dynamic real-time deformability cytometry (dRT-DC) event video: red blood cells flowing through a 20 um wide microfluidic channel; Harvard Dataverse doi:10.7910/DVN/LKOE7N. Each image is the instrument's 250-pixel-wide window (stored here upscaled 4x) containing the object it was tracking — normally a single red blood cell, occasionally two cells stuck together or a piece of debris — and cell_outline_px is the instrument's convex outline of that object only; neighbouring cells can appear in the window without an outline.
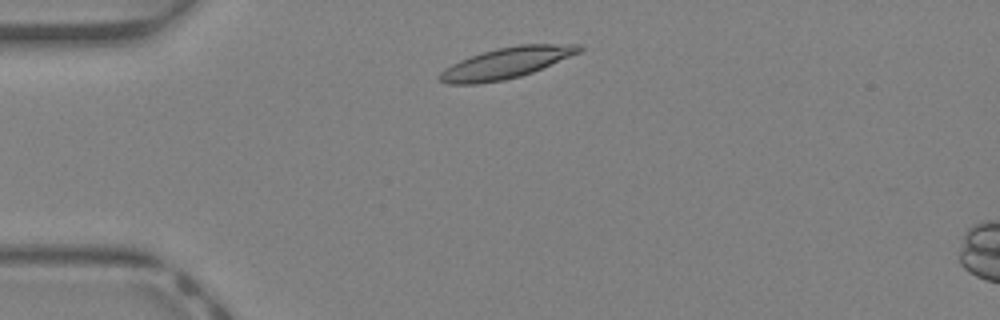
{"species": "Egyptian fruit bat (a non-hibernating species)", "species_latin": "Rousettus aegyptiacus", "temperature_condition": "warm", "stored_images_in_passage": 35, "camera_frame_rate_fps": 3000, "um_per_image_px": 0.085, "animal": {"sex": "female"}, "frame": {"image": 1, "passage_image": 4, "time_ms": 1.0, "image_size_px": [1000, 320], "cell_outline_px": [[584, 48], [580, 52], [532, 72], [520, 76], [504, 80], [480, 84], [448, 84], [440, 80], [436, 76], [444, 68], [460, 60], [496, 48], [520, 44], [580, 44]], "centroid_in_image_um": [43.01, 5.36], "position_along_channel_um": 42.0, "area_um2": 25.03}}
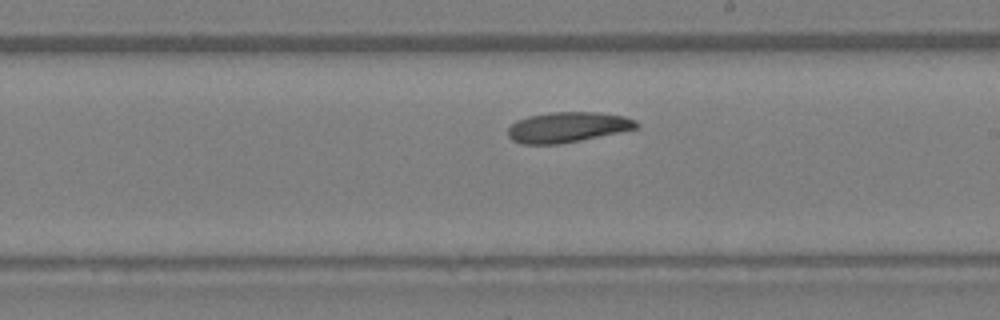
{"frame": {"image": 2, "passage_image": 18, "time_ms": 5.667, "image_size_px": [1000, 320], "cell_outline_px": [[640, 128], [560, 144], [520, 144], [512, 140], [508, 136], [508, 128], [516, 120], [528, 116], [552, 112], [596, 112], [624, 116], [636, 120], [640, 124]], "centroid_in_image_um": [48.25, 10.81], "position_along_channel_um": 240.7, "area_um2": 22.83}}
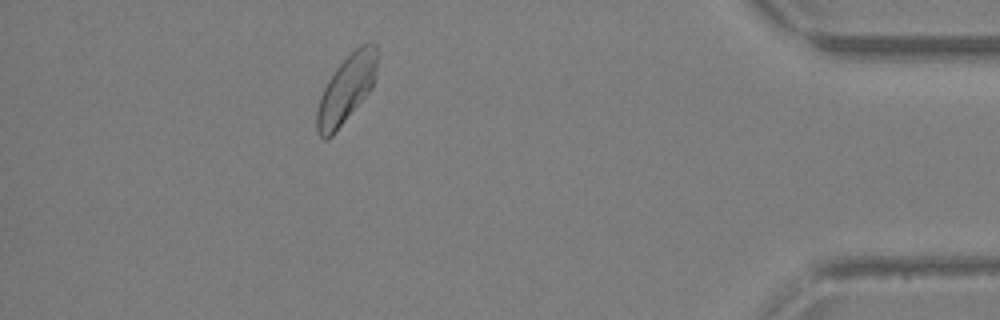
{"frame": {"image": 3, "passage_image": 31, "time_ms": 10.0, "image_size_px": [1000, 320], "cell_outline_px": [[376, 76], [372, 88], [332, 136], [328, 140], [324, 140], [316, 132], [316, 112], [320, 96], [328, 80], [336, 68], [360, 44], [376, 44]], "centroid_in_image_um": [29.41, 7.62], "position_along_channel_um": 405.8, "area_um2": 23.47}, "authors_computed_cell_mechanics": {"area_um2": 23.4668, "velocity_mm_per_s": 4.8947, "shape_relaxation_time_tau1_ms": 4.0462, "shape_relaxation_time_tau2_ms": null, "deformation_change_tau1": 0.1427, "deformation_change_tau2": null}}